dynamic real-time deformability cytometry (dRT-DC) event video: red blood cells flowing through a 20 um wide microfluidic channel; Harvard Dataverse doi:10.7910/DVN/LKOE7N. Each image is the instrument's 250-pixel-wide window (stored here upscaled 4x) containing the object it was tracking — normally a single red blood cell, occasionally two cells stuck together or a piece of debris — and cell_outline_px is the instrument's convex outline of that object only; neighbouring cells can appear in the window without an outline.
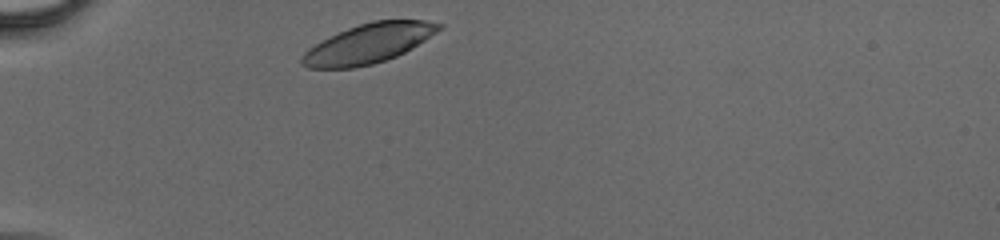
{"species": "human", "species_latin": "Homo sapiens", "temperature_condition": "cold", "stored_images_in_passage": 6, "camera_frame_rate_fps": 3000, "um_per_image_px": 0.085, "donor": {"sex": "male"}, "frame": {"image": 1, "passage_image": 1, "time_ms": 0.0, "image_size_px": [1000, 240], "cell_outline_px": [[444, 28], [412, 48], [396, 56], [372, 64], [356, 68], [308, 68], [300, 64], [300, 56], [308, 48], [348, 28], [372, 20], [424, 20], [444, 24]], "centroid_in_image_um": [31.34, 3.7], "position_along_channel_um": 53.7, "area_um2": 31.39}}
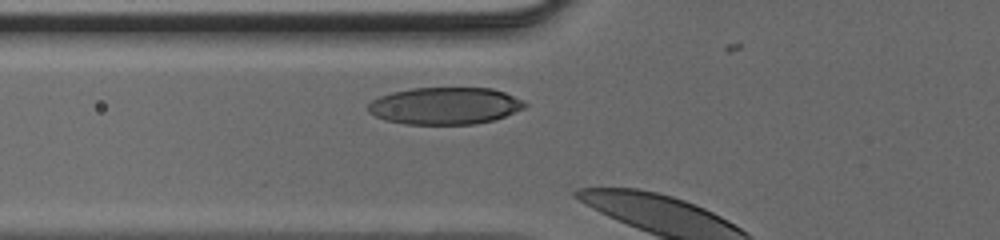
{"frame": {"image": 2, "passage_image": 5, "time_ms": 1.333, "image_size_px": [1000, 240], "cell_outline_px": [[528, 104], [524, 108], [504, 116], [492, 120], [476, 124], [404, 124], [384, 120], [368, 112], [368, 104], [372, 100], [380, 96], [392, 92], [412, 88], [492, 88], [504, 92], [524, 100]], "centroid_in_image_um": [37.81, 8.99], "position_along_channel_um": 88.0, "area_um2": 33.87}}